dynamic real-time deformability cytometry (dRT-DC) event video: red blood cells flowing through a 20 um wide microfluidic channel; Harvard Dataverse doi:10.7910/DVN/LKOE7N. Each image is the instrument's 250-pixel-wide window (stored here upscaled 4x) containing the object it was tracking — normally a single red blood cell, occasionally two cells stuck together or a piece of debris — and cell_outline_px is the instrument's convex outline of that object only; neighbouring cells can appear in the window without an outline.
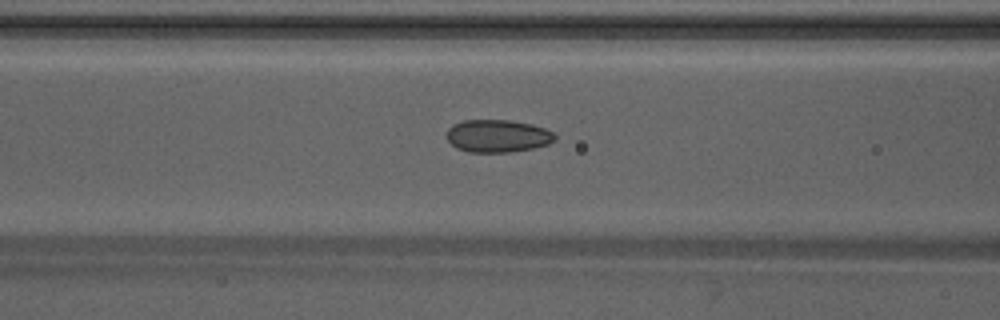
{"species": "Egyptian fruit bat (a non-hibernating species)", "species_latin": "Rousettus aegyptiacus", "temperature_condition": "warm", "stored_images_in_passage": 48, "camera_frame_rate_fps": 3000, "um_per_image_px": 0.085, "animal": {"sex": "male"}, "frame": {"image": 1, "passage_image": 20, "time_ms": 6.333, "image_size_px": [1000, 320], "cell_outline_px": [[556, 136], [548, 144], [532, 148], [508, 152], [468, 152], [456, 148], [448, 140], [448, 128], [452, 124], [464, 120], [508, 120], [532, 124], [544, 128], [552, 132]], "centroid_in_image_um": [42.27, 11.55], "position_along_channel_um": 124.3, "area_um2": 20.4}}
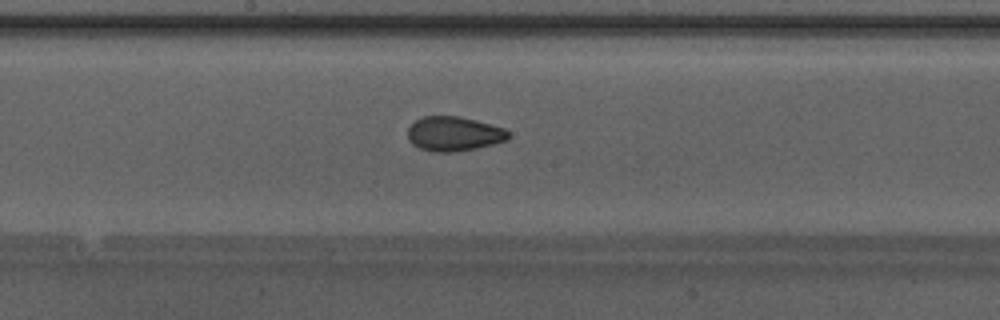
{"frame": {"image": 2, "passage_image": 26, "time_ms": 8.333, "image_size_px": [1000, 320], "cell_outline_px": [[512, 136], [508, 140], [476, 148], [452, 152], [432, 152], [420, 148], [412, 144], [408, 140], [408, 128], [416, 120], [424, 116], [460, 116], [476, 120], [504, 128]], "centroid_in_image_um": [38.58, 11.37], "position_along_channel_um": 209.6, "area_um2": 20.29}}
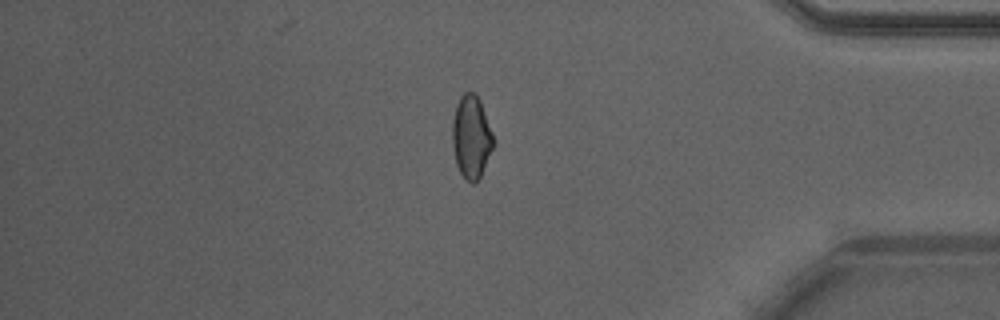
{"frame": {"image": 3, "passage_image": 41, "time_ms": 13.333, "image_size_px": [1000, 320], "cell_outline_px": [[492, 148], [480, 176], [472, 184], [464, 180], [456, 164], [452, 144], [452, 120], [456, 104], [460, 96], [464, 92], [472, 92], [480, 100], [492, 132]], "centroid_in_image_um": [40.02, 11.63], "position_along_channel_um": 395.2, "area_um2": 19.59}, "authors_computed_cell_mechanics": {"area_um2": 20.2589, "velocity_mm_per_s": 4.2639, "shape_relaxation_time_tau1_ms": null, "shape_relaxation_time_tau2_ms": 1.4136, "deformation_change_tau1": null, "deformation_change_tau2": 0.057}}